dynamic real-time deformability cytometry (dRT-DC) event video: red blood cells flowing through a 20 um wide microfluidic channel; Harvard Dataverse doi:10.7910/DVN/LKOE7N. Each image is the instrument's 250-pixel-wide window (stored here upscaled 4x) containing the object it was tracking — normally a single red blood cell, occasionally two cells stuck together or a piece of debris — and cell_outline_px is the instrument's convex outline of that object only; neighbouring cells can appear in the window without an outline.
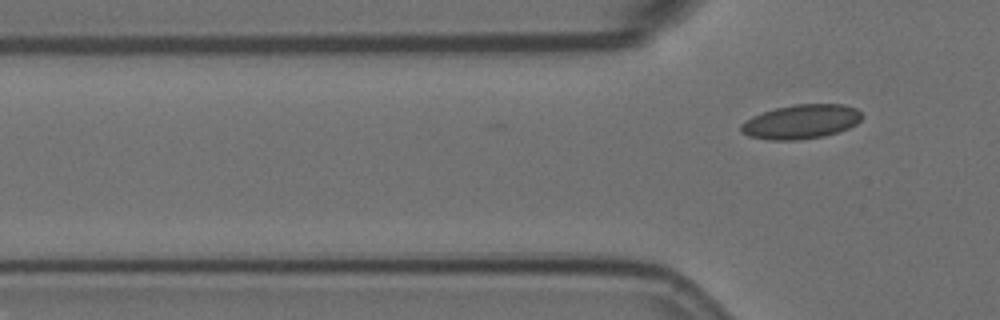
{"species": "Egyptian fruit bat (a non-hibernating species)", "species_latin": "Rousettus aegyptiacus", "temperature_condition": "room temperature", "stored_images_in_passage": 2, "camera_frame_rate_fps": 3000, "um_per_image_px": 0.085, "animal": {"sex": "female"}, "frame": {"image": 1, "passage_image": 2, "time_ms": 0.333, "image_size_px": [1000, 320], "cell_outline_px": [[864, 116], [856, 124], [848, 128], [824, 136], [796, 140], [772, 140], [748, 136], [740, 128], [740, 124], [744, 120], [752, 116], [776, 108], [792, 104], [844, 104], [856, 108]], "centroid_in_image_um": [68.1, 10.33], "position_along_channel_um": 57.7, "area_um2": 24.1}}